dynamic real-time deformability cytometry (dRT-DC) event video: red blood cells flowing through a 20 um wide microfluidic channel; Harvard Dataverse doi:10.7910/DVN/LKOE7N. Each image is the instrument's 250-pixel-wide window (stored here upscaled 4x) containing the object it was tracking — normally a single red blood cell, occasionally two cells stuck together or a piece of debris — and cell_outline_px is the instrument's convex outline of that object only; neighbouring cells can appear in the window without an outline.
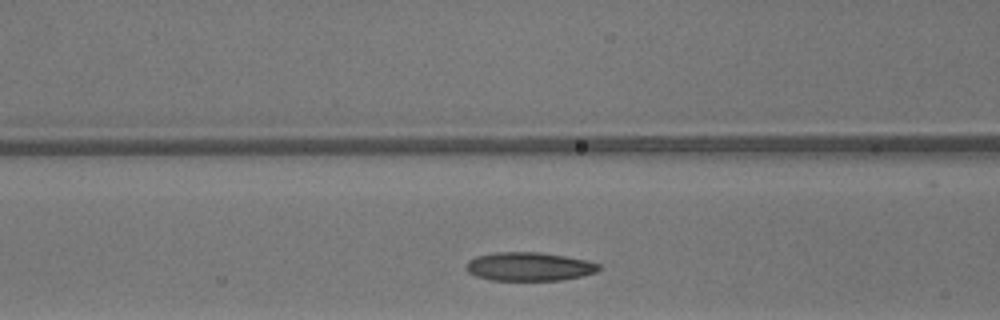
{"species": "common noctule bat (a hibernating species)", "species_latin": "Nyctalus noctula", "temperature_condition": "warm", "stored_images_in_passage": 25, "camera_frame_rate_fps": 3000, "um_per_image_px": 0.085, "animal": {"sex": "male", "body_mass_g": 13.3}, "frame": {"image": 1, "passage_image": 7, "time_ms": 2.0, "image_size_px": [1000, 320], "cell_outline_px": [[600, 268], [596, 272], [584, 276], [560, 280], [492, 280], [476, 276], [468, 272], [464, 268], [468, 260], [476, 256], [496, 252], [536, 252], [564, 256], [584, 260], [600, 264]], "centroid_in_image_um": [44.94, 22.66], "position_along_channel_um": 121.7, "area_um2": 22.08}}
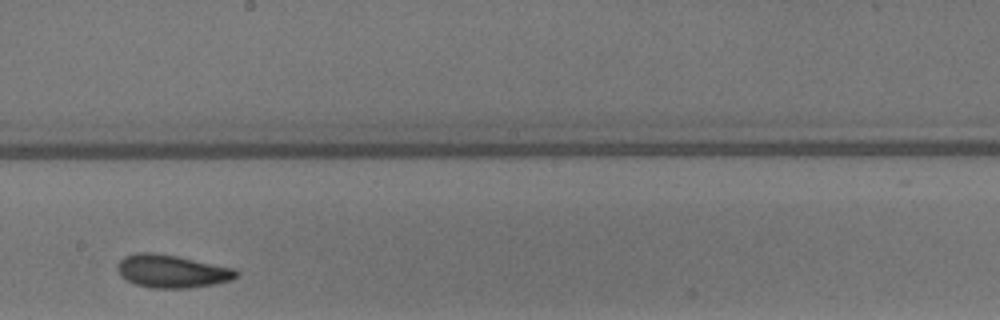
{"frame": {"image": 2, "passage_image": 15, "time_ms": 4.667, "image_size_px": [1000, 320], "cell_outline_px": [[240, 276], [232, 280], [212, 284], [188, 288], [148, 288], [136, 284], [120, 276], [116, 268], [116, 264], [124, 256], [136, 252], [152, 252], [176, 256], [232, 268], [240, 272]], "centroid_in_image_um": [14.58, 23.06], "position_along_channel_um": 233.6, "area_um2": 22.83}}
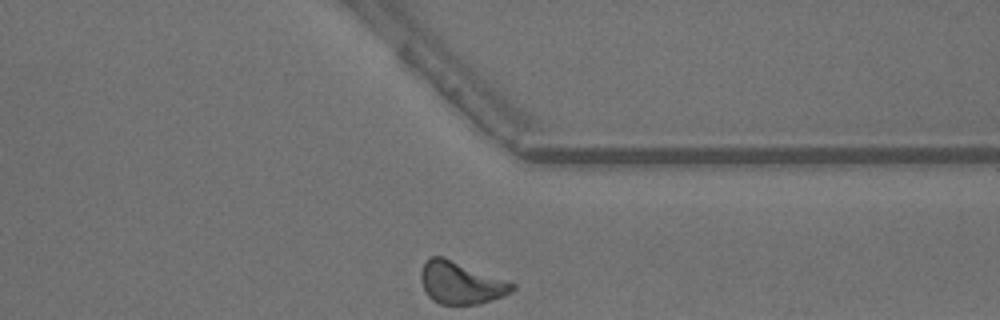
{"frame": {"image": 3, "passage_image": 25, "time_ms": 8.0, "image_size_px": [1000, 320], "cell_outline_px": [[516, 288], [512, 292], [504, 296], [480, 304], [440, 304], [432, 300], [428, 296], [420, 280], [420, 272], [424, 264], [432, 256], [444, 256], [508, 280], [516, 284]], "centroid_in_image_um": [39.21, 24.04], "position_along_channel_um": 372.2, "area_um2": 22.77}, "authors_computed_cell_mechanics": {"area_um2": 22.4264, "velocity_mm_per_s": 4.2068, "shape_relaxation_time_tau1_ms": 4.956, "shape_relaxation_time_tau2_ms": 1.9597, "deformation_change_tau1": 0.1378, "deformation_change_tau2": 0.0949}}